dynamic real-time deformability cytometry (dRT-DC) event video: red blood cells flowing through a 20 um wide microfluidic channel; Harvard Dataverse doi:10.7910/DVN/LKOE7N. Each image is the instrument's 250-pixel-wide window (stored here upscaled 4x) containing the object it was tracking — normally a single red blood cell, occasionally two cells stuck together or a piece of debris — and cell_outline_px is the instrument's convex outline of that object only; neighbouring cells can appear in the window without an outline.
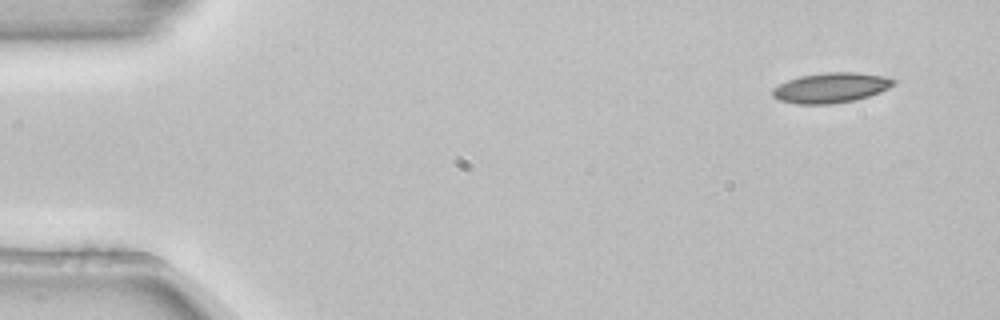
{"species": "common noctule bat (a hibernating species)", "species_latin": "Nyctalus noctula", "temperature_condition": "room temperature", "stored_images_in_passage": 3, "camera_frame_rate_fps": 3000, "um_per_image_px": 0.085, "animal": {"sex": "female", "body_mass_g": 22.7, "forearm_length_mm": 54.2}, "frame": {"image": 1, "passage_image": 1, "time_ms": 0.0, "image_size_px": [1000, 320], "cell_outline_px": [[896, 80], [888, 88], [880, 92], [856, 100], [832, 104], [796, 104], [780, 100], [772, 96], [772, 88], [788, 80], [800, 76], [824, 72], [856, 72], [884, 76]], "centroid_in_image_um": [70.61, 7.46], "position_along_channel_um": 14.4, "area_um2": 21.21}}